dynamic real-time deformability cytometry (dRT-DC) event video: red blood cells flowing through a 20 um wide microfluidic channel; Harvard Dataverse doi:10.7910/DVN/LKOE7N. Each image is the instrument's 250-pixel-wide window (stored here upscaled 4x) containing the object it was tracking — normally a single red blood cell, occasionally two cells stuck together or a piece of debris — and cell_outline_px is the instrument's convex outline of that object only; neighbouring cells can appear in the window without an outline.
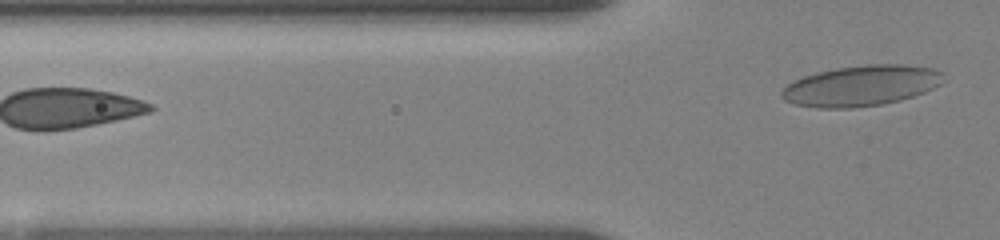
{"species": "human", "species_latin": "Homo sapiens", "temperature_condition": "room temperature", "stored_images_in_passage": 4, "segment_of_instrument_passage": [2, 2], "camera_frame_rate_fps": 3000, "um_per_image_px": 0.085, "donor": {"sex": "female"}, "frame": {"image": 1, "passage_image": 4, "time_ms": 1.667, "image_size_px": [1000, 240], "cell_outline_px": [[944, 72], [940, 84], [924, 92], [900, 100], [884, 104], [852, 108], [816, 108], [796, 104], [784, 100], [780, 96], [780, 92], [792, 80], [816, 72], [836, 68], [868, 64], [900, 64], [932, 68]], "centroid_in_image_um": [73.17, 7.29], "position_along_channel_um": 52.6, "area_um2": 38.32}}